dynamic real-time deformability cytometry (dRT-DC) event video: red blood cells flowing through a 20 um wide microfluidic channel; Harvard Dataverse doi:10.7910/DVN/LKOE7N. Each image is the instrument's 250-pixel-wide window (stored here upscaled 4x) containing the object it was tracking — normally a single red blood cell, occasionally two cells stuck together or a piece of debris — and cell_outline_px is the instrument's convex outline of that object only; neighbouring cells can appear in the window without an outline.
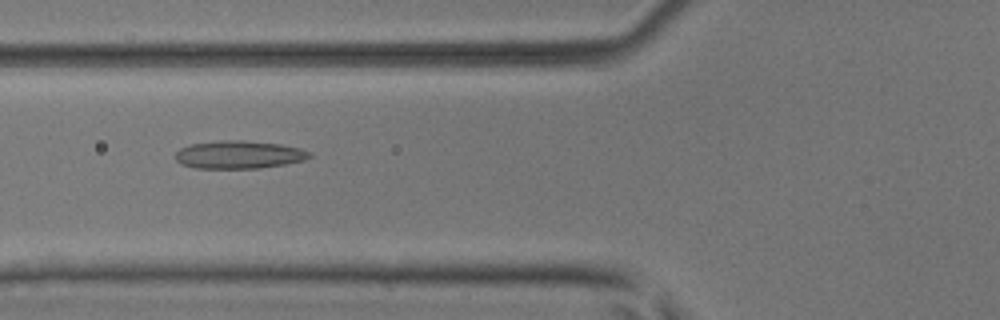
{"species": "common noctule bat (a hibernating species)", "species_latin": "Nyctalus noctula", "temperature_condition": "room temperature", "stored_images_in_passage": 3, "camera_frame_rate_fps": 3000, "um_per_image_px": 0.085, "animal": {"sex": "male", "body_mass_g": 17.9, "forearm_length_mm": 54.2}, "frame": {"image": 1, "passage_image": 2, "time_ms": 0.333, "image_size_px": [1000, 320], "cell_outline_px": [[312, 156], [304, 160], [284, 164], [260, 168], [196, 168], [180, 164], [176, 160], [176, 152], [180, 148], [188, 144], [224, 140], [244, 140], [280, 144], [300, 148], [312, 152]], "centroid_in_image_um": [20.31, 13.14], "position_along_channel_um": 105.5, "area_um2": 21.91}}
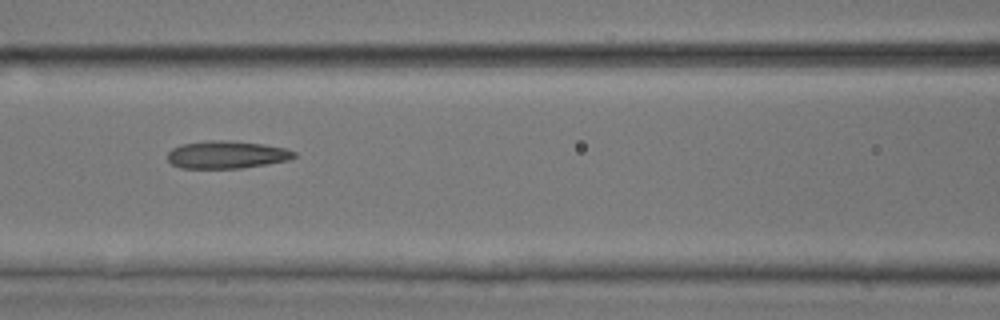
{"frame": {"image": 2, "passage_image": 3, "time_ms": 0.667, "image_size_px": [1000, 320], "cell_outline_px": [[296, 156], [288, 160], [240, 168], [180, 168], [172, 164], [168, 160], [168, 152], [172, 148], [180, 144], [208, 140], [224, 140], [264, 144], [284, 148], [296, 152]], "centroid_in_image_um": [19.23, 13.14], "position_along_channel_um": 147.4, "area_um2": 20.29}}